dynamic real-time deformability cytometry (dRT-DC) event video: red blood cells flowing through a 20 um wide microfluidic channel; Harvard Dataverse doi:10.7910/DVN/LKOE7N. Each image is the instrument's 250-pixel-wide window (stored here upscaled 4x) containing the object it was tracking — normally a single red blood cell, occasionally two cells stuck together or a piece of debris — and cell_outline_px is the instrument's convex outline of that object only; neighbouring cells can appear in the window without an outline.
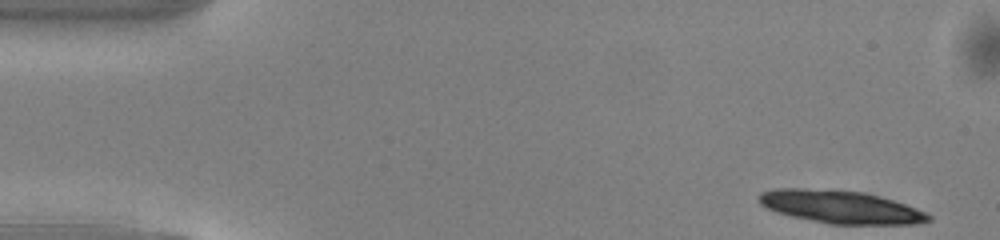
{"species": "common noctule bat (a hibernating species)", "species_latin": "Nyctalus noctula", "temperature_condition": "warm", "stored_images_in_passage": 20, "camera_frame_rate_fps": 3000, "um_per_image_px": 0.085, "animal": {"sex": "male", "body_mass_g": 13.0, "forearm_length_mm": 53.1}, "frame": {"image": 1, "passage_image": 1, "time_ms": 0.0, "image_size_px": [1000, 240], "cell_outline_px": [[932, 220], [920, 224], [828, 224], [792, 216], [776, 212], [760, 204], [756, 196], [760, 192], [776, 188], [796, 188], [864, 192], [880, 196], [928, 212], [932, 216]], "centroid_in_image_um": [71.46, 17.6], "position_along_channel_um": 13.5, "area_um2": 32.48}}
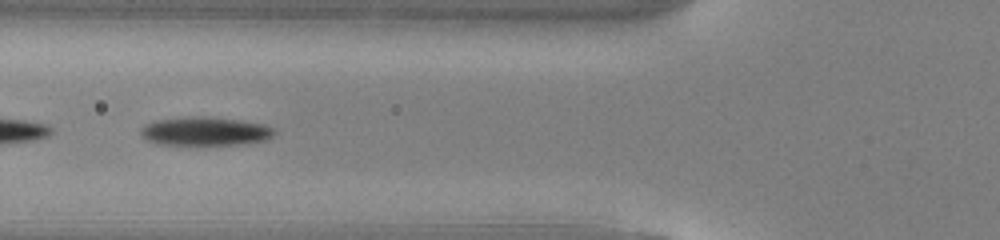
{"frame": {"image": 2, "passage_image": 17, "time_ms": 5.333, "image_size_px": [1000, 240], "cell_outline_px": [[276, 132], [268, 140], [244, 144], [156, 144], [148, 140], [140, 132], [140, 128], [144, 124], [156, 120], [188, 116], [204, 116], [240, 120], [264, 124], [276, 128]], "centroid_in_image_um": [17.47, 11.14], "position_along_channel_um": 108.3, "area_um2": 22.43}}